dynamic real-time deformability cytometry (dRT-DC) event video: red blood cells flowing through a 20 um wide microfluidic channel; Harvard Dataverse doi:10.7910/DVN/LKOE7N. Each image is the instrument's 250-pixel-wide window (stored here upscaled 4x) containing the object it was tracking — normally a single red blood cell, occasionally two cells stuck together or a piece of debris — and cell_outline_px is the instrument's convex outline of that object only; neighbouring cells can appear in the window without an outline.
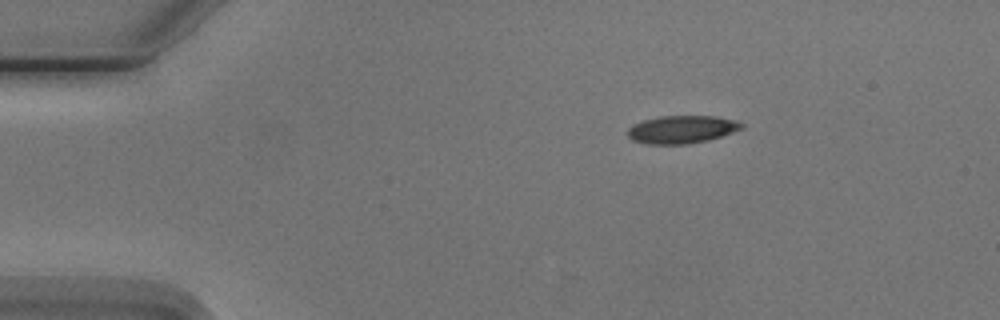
{"species": "Egyptian fruit bat (a non-hibernating species)", "species_latin": "Rousettus aegyptiacus", "temperature_condition": "cold", "stored_images_in_passage": 3, "camera_frame_rate_fps": 3000, "um_per_image_px": 0.085, "animal": {"sex": "male"}, "frame": {"image": 1, "passage_image": 1, "time_ms": 0.0, "image_size_px": [1000, 320], "cell_outline_px": [[744, 128], [708, 140], [688, 144], [648, 144], [632, 140], [628, 136], [628, 128], [632, 124], [644, 120], [660, 116], [716, 116], [736, 120], [744, 124]], "centroid_in_image_um": [57.95, 11.0], "position_along_channel_um": 27.0, "area_um2": 18.5}}